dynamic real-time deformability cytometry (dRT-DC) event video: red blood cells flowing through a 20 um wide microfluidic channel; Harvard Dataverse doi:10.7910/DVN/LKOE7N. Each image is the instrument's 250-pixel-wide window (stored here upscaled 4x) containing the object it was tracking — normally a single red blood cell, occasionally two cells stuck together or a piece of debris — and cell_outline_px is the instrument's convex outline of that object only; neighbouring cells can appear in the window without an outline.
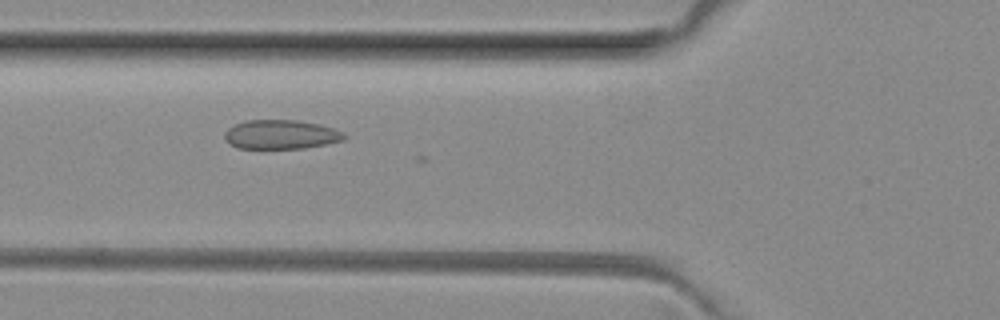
{"species": "common noctule bat (a hibernating species)", "species_latin": "Nyctalus noctula", "temperature_condition": "room temperature", "stored_images_in_passage": 14, "camera_frame_rate_fps": 3000, "um_per_image_px": 0.085, "animal": {"sex": "female", "body_mass_g": 29.2, "forearm_length_mm": 56.3}, "frame": {"image": 1, "passage_image": 12, "time_ms": 3.667, "image_size_px": [1000, 320], "cell_outline_px": [[348, 136], [344, 140], [304, 148], [236, 148], [224, 136], [224, 132], [228, 128], [244, 120], [296, 120], [320, 124], [344, 132]], "centroid_in_image_um": [23.9, 11.42], "position_along_channel_um": 101.9, "area_um2": 20.23}}